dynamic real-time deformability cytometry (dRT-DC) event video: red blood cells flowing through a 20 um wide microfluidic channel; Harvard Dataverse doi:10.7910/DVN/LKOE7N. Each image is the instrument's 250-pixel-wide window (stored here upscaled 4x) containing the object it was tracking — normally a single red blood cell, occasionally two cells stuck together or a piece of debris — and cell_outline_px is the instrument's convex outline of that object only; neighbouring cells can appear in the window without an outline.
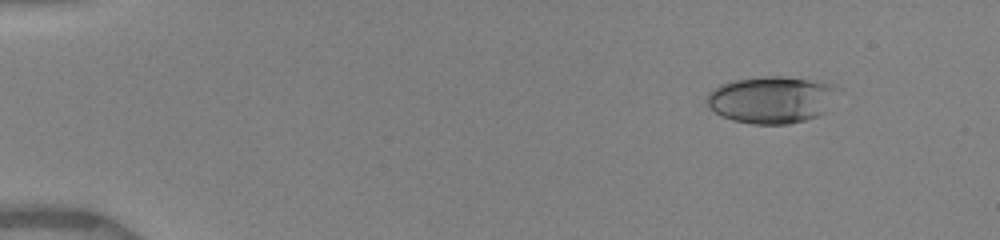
{"species": "human", "species_latin": "Homo sapiens", "temperature_condition": "warm", "stored_images_in_passage": 38, "camera_frame_rate_fps": 3000, "um_per_image_px": 0.085, "donor": {"sex": "female"}, "frame": {"image": 1, "passage_image": 2, "time_ms": 0.333, "image_size_px": [1000, 240], "cell_outline_px": [[840, 88], [824, 112], [816, 116], [804, 120], [788, 124], [752, 124], [732, 120], [720, 116], [708, 108], [704, 100], [708, 92], [720, 84], [736, 80], [760, 76], [784, 76], [836, 84]], "centroid_in_image_um": [65.53, 8.46], "position_along_channel_um": 19.5, "area_um2": 36.18}}
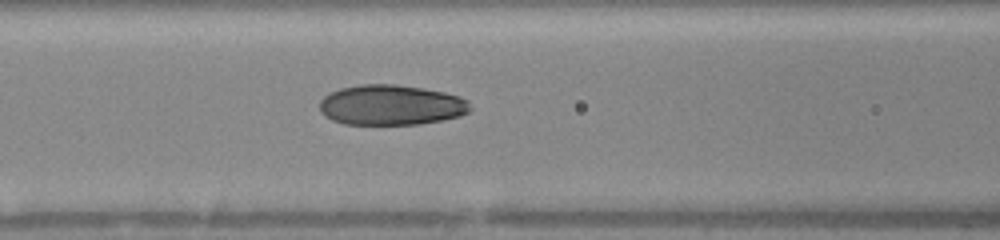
{"frame": {"image": 2, "passage_image": 19, "time_ms": 6.0, "image_size_px": [1000, 240], "cell_outline_px": [[472, 108], [468, 112], [460, 116], [444, 120], [420, 124], [344, 124], [332, 120], [324, 116], [320, 112], [320, 100], [328, 92], [340, 88], [360, 84], [396, 84], [424, 88], [444, 92], [460, 96], [468, 100]], "centroid_in_image_um": [33.24, 8.92], "position_along_channel_um": 133.4, "area_um2": 35.78}}
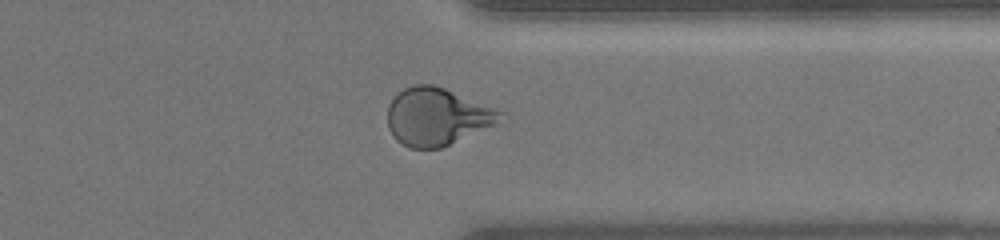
{"frame": {"image": 3, "passage_image": 34, "time_ms": 12.0, "image_size_px": [1000, 240], "cell_outline_px": [[508, 120], [440, 148], [408, 148], [396, 140], [392, 136], [388, 128], [388, 104], [404, 88], [416, 84], [432, 84], [444, 88], [496, 108], [504, 112]], "centroid_in_image_um": [37.2, 9.92], "position_along_channel_um": 374.2, "area_um2": 38.09}, "authors_computed_cell_mechanics": {"area_um2": 35.4603, "velocity_mm_per_s": 4.0277, "shape_relaxation_time_tau1_ms": 4.8668, "shape_relaxation_time_tau2_ms": 1.2075, "deformation_change_tau1": 0.189, "deformation_change_tau2": 0.0666}}